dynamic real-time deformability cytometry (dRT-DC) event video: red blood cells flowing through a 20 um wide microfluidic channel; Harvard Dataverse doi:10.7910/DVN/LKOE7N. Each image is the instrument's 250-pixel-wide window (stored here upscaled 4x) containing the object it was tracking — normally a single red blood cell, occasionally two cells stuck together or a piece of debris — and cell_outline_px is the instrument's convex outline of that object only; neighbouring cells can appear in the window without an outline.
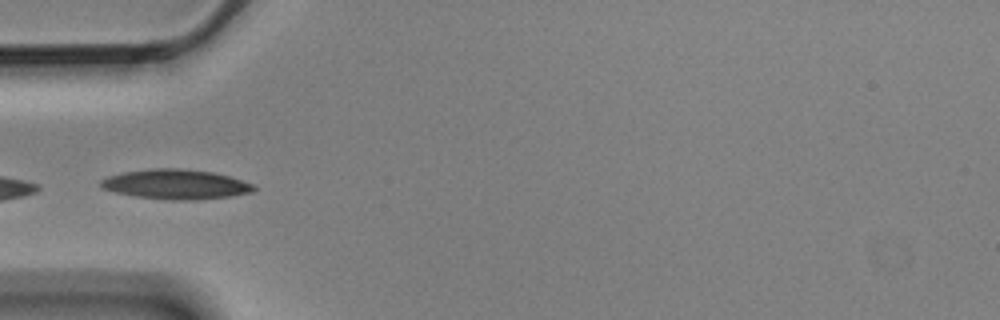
{"species": "Egyptian fruit bat (a non-hibernating species)", "species_latin": "Rousettus aegyptiacus", "temperature_condition": "cold", "stored_images_in_passage": 10, "camera_frame_rate_fps": 3000, "um_per_image_px": 0.085, "animal": {"sex": "male"}, "frame": {"image": 1, "passage_image": 5, "time_ms": 1.333, "image_size_px": [1000, 320], "cell_outline_px": [[256, 188], [252, 192], [232, 196], [196, 200], [172, 200], [136, 196], [116, 192], [100, 188], [100, 180], [108, 176], [124, 172], [152, 168], [180, 168], [212, 172], [228, 176], [252, 184]], "centroid_in_image_um": [14.92, 15.66], "position_along_channel_um": 70.1, "area_um2": 26.41}}
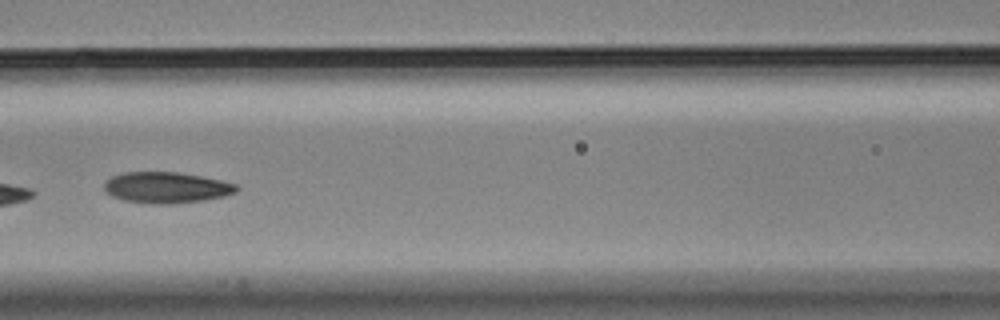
{"frame": {"image": 2, "passage_image": 7, "time_ms": 2.0, "image_size_px": [1000, 320], "cell_outline_px": [[240, 188], [236, 192], [224, 196], [204, 200], [172, 204], [152, 204], [124, 200], [112, 196], [104, 192], [104, 184], [112, 176], [124, 172], [176, 172], [200, 176], [220, 180], [236, 184]], "centroid_in_image_um": [14.13, 15.95], "position_along_channel_um": 152.5, "area_um2": 23.93}}
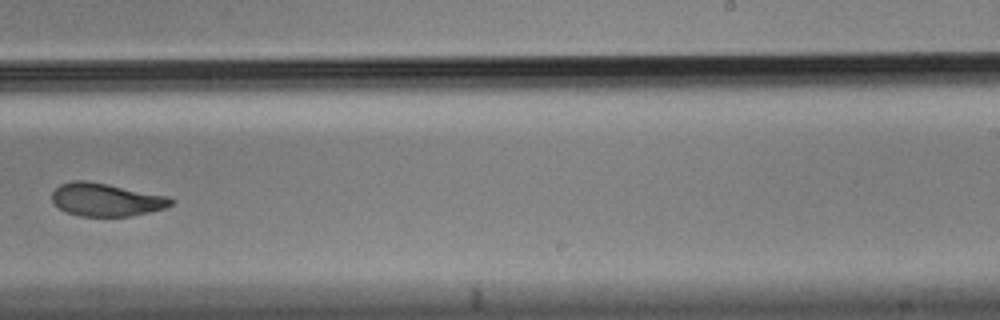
{"frame": {"image": 3, "passage_image": 10, "time_ms": 3.0, "image_size_px": [1000, 320], "cell_outline_px": [[172, 204], [164, 208], [148, 212], [128, 216], [80, 216], [64, 212], [52, 200], [52, 192], [60, 184], [72, 180], [88, 180], [168, 196], [172, 200]], "centroid_in_image_um": [8.98, 16.96], "position_along_channel_um": 280.0, "area_um2": 22.77}}